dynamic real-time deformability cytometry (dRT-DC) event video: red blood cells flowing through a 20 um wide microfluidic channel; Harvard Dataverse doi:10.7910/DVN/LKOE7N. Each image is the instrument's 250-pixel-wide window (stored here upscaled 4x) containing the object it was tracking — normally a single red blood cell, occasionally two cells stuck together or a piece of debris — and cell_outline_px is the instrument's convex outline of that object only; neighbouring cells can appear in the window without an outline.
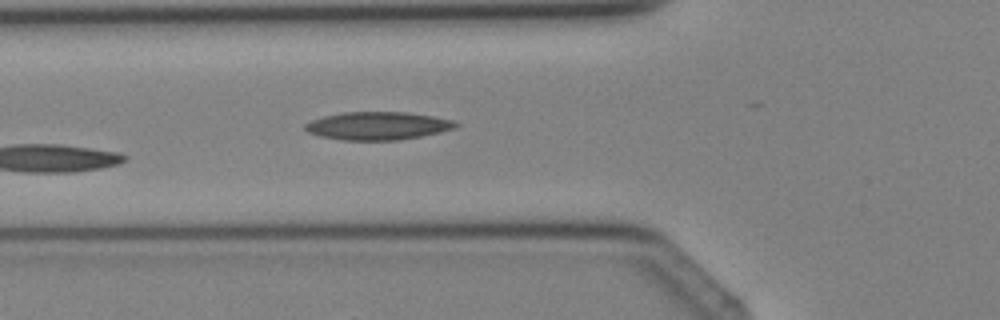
{"species": "Egyptian fruit bat (a non-hibernating species)", "species_latin": "Rousettus aegyptiacus", "temperature_condition": "cold", "stored_images_in_passage": 3, "camera_frame_rate_fps": 3000, "um_per_image_px": 0.085, "animal": {"sex": "female"}, "frame": {"image": 1, "passage_image": 3, "time_ms": 2.0, "image_size_px": [1000, 320], "cell_outline_px": [[460, 124], [456, 128], [440, 132], [400, 140], [340, 140], [320, 136], [308, 132], [304, 128], [304, 124], [312, 120], [324, 116], [344, 112], [408, 112], [432, 116], [452, 120]], "centroid_in_image_um": [32.11, 10.69], "position_along_channel_um": 93.7, "area_um2": 24.57}}